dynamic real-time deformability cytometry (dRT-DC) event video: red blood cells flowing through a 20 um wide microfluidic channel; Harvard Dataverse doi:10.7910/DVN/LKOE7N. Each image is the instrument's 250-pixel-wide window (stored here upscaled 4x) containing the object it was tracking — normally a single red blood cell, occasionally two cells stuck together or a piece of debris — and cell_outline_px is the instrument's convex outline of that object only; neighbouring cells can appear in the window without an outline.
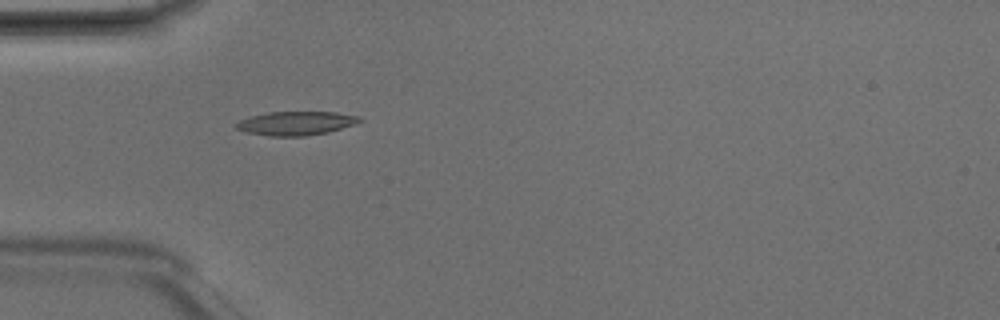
{"species": "Egyptian fruit bat (a non-hibernating species)", "species_latin": "Rousettus aegyptiacus", "temperature_condition": "room temperature", "stored_images_in_passage": 6, "camera_frame_rate_fps": 3000, "um_per_image_px": 0.085, "animal": {"sex": "male"}, "frame": {"image": 1, "passage_image": 5, "time_ms": 1.333, "image_size_px": [1000, 320], "cell_outline_px": [[364, 120], [356, 124], [328, 132], [304, 136], [268, 136], [244, 132], [236, 128], [232, 124], [240, 120], [252, 116], [268, 112], [336, 112], [360, 116]], "centroid_in_image_um": [25.16, 10.48], "position_along_channel_um": 59.8, "area_um2": 17.28}}